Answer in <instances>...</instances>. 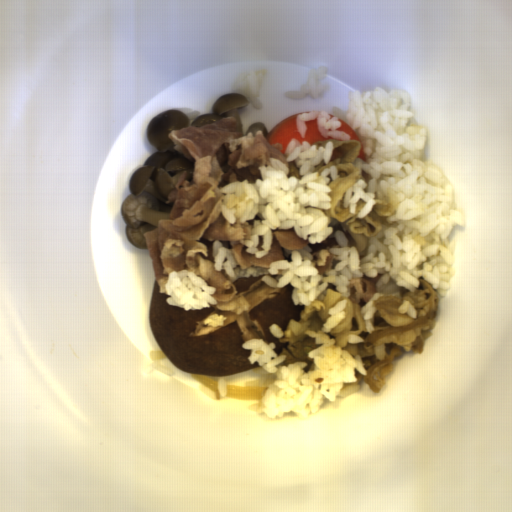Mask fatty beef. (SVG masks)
<instances>
[{
	"label": "fatty beef",
	"instance_id": "51303b74",
	"mask_svg": "<svg viewBox=\"0 0 512 512\" xmlns=\"http://www.w3.org/2000/svg\"><path fill=\"white\" fill-rule=\"evenodd\" d=\"M314 259V267L317 268L318 274H325L334 254L330 253L331 247H341L336 238L329 236L322 242L308 245Z\"/></svg>",
	"mask_w": 512,
	"mask_h": 512
},
{
	"label": "fatty beef",
	"instance_id": "5ad873be",
	"mask_svg": "<svg viewBox=\"0 0 512 512\" xmlns=\"http://www.w3.org/2000/svg\"><path fill=\"white\" fill-rule=\"evenodd\" d=\"M327 142H333V150L329 162L326 164L322 159L319 165L314 166V172H318V176H321L323 170L330 166L337 167L339 178L330 181L327 185L331 188L327 195L332 199L330 209L326 210L327 216L341 223H347L354 235L364 234L366 238L375 237L383 229V217L393 215L398 209L399 199L395 191L391 187H387V200L374 198L376 205H373L364 218L358 217L367 203L361 198L355 202L356 208L354 213H351L350 206L343 208L339 202L342 201L344 194L350 187L362 179L360 168L354 163L360 155L362 145L359 140H334L333 138L317 140L311 144H315L316 149L319 150V146L325 148Z\"/></svg>",
	"mask_w": 512,
	"mask_h": 512
},
{
	"label": "fatty beef",
	"instance_id": "1bbc456c",
	"mask_svg": "<svg viewBox=\"0 0 512 512\" xmlns=\"http://www.w3.org/2000/svg\"><path fill=\"white\" fill-rule=\"evenodd\" d=\"M384 274L349 280L348 297L328 288L325 300L317 299L311 305H304L300 321L292 318L283 337L279 338V342H287L286 349L279 354L286 355L282 363L288 367L289 363L307 362V366L301 368L304 373L314 369V359H309L308 354L323 344H316V337H310L304 331H322L323 324L331 316L329 309L341 300H347L343 310L345 318L326 334L334 340L333 345H340L355 360L356 356L361 357L367 371L363 380L373 393H378L385 386L383 377L394 370L393 361L403 350H412L413 354L423 356V331L434 329L439 293L421 276L418 288L414 292L403 293V298L382 295L375 298L372 307H377L378 311L374 312L375 331L371 334L361 311L377 293L376 283Z\"/></svg>",
	"mask_w": 512,
	"mask_h": 512
},
{
	"label": "fatty beef",
	"instance_id": "8fa450e3",
	"mask_svg": "<svg viewBox=\"0 0 512 512\" xmlns=\"http://www.w3.org/2000/svg\"><path fill=\"white\" fill-rule=\"evenodd\" d=\"M174 150L193 161L192 181L188 172L177 177L175 190L169 192L164 204H172L169 219H159L157 229L142 234L155 281L166 279L169 272L187 270L201 277L216 291L211 295L222 312L239 316L251 309V303L239 292L221 270H215L213 243L228 247L237 266V278L270 275L272 262L287 260L285 250L303 249L308 240L298 237L293 227L273 230L271 248L264 257L249 253L241 240H250L254 220L230 223L222 212L224 185L248 181L255 183L263 176L260 166L278 159L289 169L288 179L302 180L295 162L287 161L281 143L266 142L263 130L238 131L236 116H228L203 126H188L167 134Z\"/></svg>",
	"mask_w": 512,
	"mask_h": 512
}]
</instances>
